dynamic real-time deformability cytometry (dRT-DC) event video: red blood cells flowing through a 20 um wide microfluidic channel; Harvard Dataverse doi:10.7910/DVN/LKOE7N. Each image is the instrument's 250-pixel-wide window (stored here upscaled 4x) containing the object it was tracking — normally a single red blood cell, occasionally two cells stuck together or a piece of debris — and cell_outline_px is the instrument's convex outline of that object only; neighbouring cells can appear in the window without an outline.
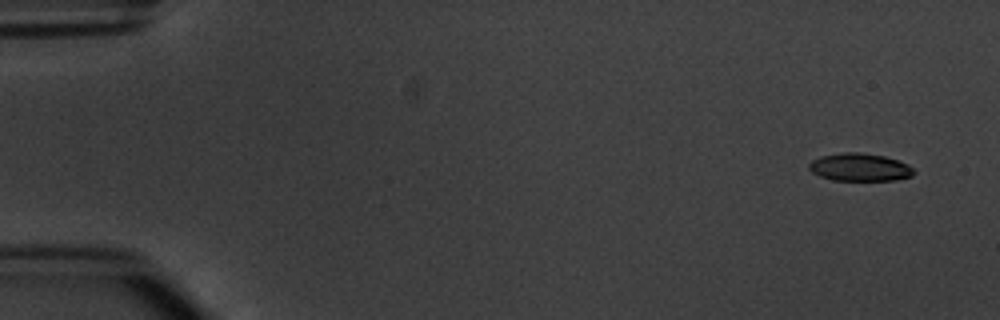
{"species": "common noctule bat (a hibernating species)", "species_latin": "Nyctalus noctula", "temperature_condition": "warm", "stored_images_in_passage": 6, "camera_frame_rate_fps": 3000, "um_per_image_px": 0.085, "animal": {"sex": "male", "body_mass_g": 20.1, "forearm_length_mm": 53.5}, "frame": {"image": 1, "passage_image": 1, "time_ms": 0.0, "image_size_px": [1000, 320], "cell_outline_px": [[916, 172], [912, 176], [896, 180], [832, 180], [820, 176], [812, 172], [808, 168], [808, 164], [812, 160], [820, 156], [844, 152], [856, 152], [884, 156], [908, 164]], "centroid_in_image_um": [73.07, 14.22], "position_along_channel_um": 11.9, "area_um2": 16.94}}
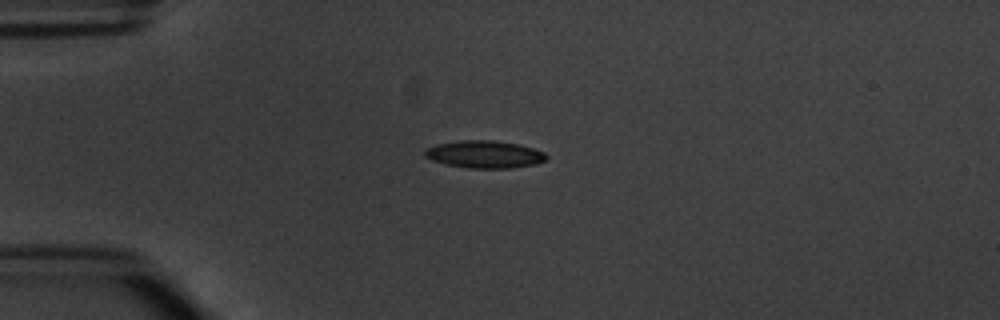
{"frame": {"image": 2, "passage_image": 4, "time_ms": 3.667, "image_size_px": [1000, 320], "cell_outline_px": [[548, 156], [544, 160], [536, 164], [508, 168], [468, 168], [444, 164], [432, 160], [424, 156], [424, 152], [428, 148], [436, 144], [460, 140], [492, 140], [520, 144], [544, 152]], "centroid_in_image_um": [41.17, 13.11], "position_along_channel_um": 43.8, "area_um2": 19.42}}